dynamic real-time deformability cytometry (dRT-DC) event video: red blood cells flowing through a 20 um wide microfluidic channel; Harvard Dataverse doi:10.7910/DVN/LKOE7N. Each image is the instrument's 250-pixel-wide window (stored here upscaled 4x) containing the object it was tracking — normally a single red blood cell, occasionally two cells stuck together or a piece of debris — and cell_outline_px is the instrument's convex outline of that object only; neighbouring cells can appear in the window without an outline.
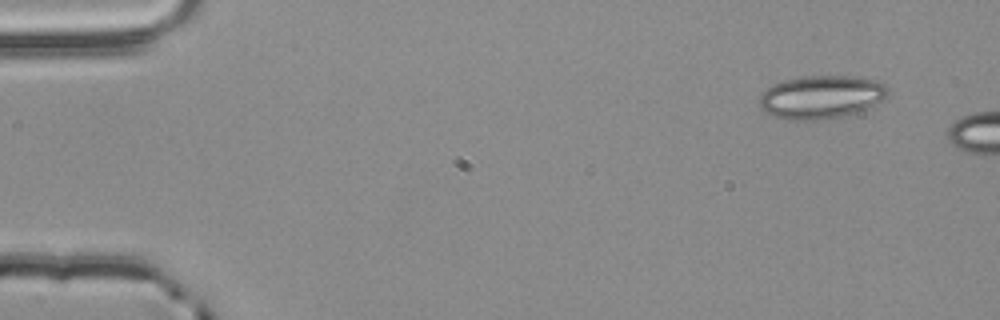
{"species": "common noctule bat (a hibernating species)", "species_latin": "Nyctalus noctula", "temperature_condition": "room temperature", "stored_images_in_passage": 3, "camera_frame_rate_fps": 3000, "um_per_image_px": 0.085, "animal": {"sex": "male", "body_mass_g": 20.4}, "frame": {"image": 1, "passage_image": 1, "time_ms": 0.0, "image_size_px": [1000, 320], "cell_outline_px": [[888, 96], [868, 108], [848, 116], [816, 120], [788, 120], [764, 112], [760, 108], [760, 96], [772, 84], [784, 80], [804, 76], [852, 76], [876, 80], [884, 84], [888, 88]], "centroid_in_image_um": [69.82, 8.25], "position_along_channel_um": 15.2, "area_um2": 32.48}}